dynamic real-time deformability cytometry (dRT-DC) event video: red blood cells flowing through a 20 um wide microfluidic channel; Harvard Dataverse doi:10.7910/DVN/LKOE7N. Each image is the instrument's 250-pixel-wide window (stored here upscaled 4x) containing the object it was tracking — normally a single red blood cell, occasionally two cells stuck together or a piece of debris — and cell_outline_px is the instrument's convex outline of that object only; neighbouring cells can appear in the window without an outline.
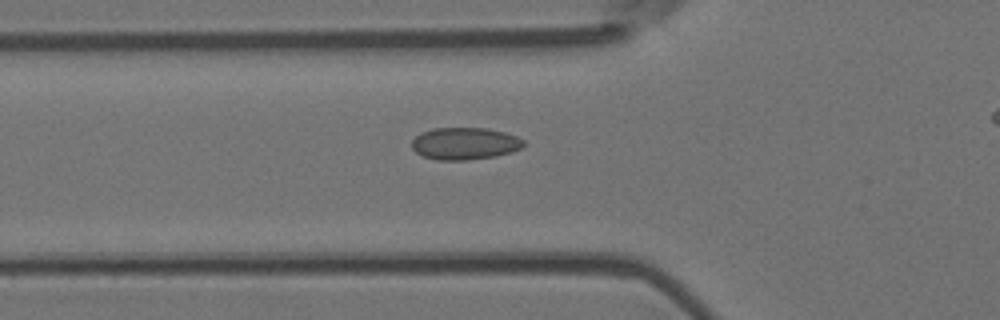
{"species": "Egyptian fruit bat (a non-hibernating species)", "species_latin": "Rousettus aegyptiacus", "temperature_condition": "room temperature", "stored_images_in_passage": 3, "segment_of_instrument_passage": [1, 2], "camera_frame_rate_fps": 3000, "um_per_image_px": 0.085, "animal": {"sex": "female"}, "frame": {"image": 1, "passage_image": 2, "time_ms": 0.333, "image_size_px": [1000, 320], "cell_outline_px": [[524, 144], [520, 148], [512, 152], [496, 156], [468, 160], [436, 160], [424, 156], [416, 152], [412, 148], [412, 140], [420, 132], [432, 128], [484, 128], [504, 132], [516, 136], [524, 140]], "centroid_in_image_um": [39.49, 12.2], "position_along_channel_um": 86.3, "area_um2": 20.98}}